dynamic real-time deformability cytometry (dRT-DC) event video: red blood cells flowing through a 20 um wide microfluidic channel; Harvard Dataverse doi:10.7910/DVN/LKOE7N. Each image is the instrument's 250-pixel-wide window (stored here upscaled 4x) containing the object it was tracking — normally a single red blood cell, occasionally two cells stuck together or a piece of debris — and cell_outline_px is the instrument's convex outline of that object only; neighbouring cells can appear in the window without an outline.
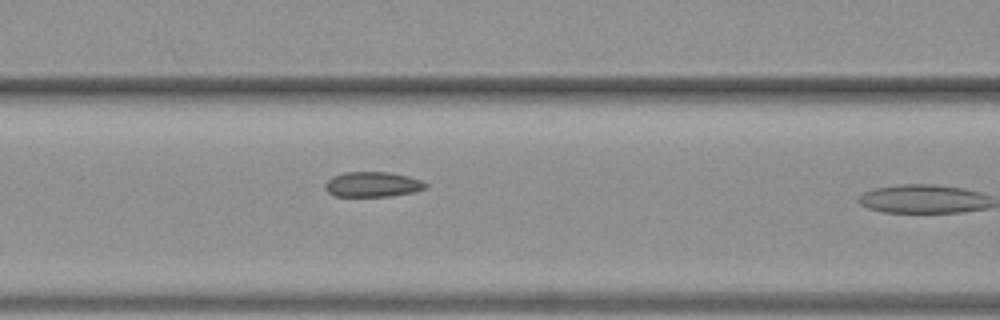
{"species": "common noctule bat (a hibernating species)", "species_latin": "Nyctalus noctula", "temperature_condition": "warm", "stored_images_in_passage": 11, "camera_frame_rate_fps": 3000, "um_per_image_px": 0.085, "animal": {"sex": "female", "body_mass_g": 19.3, "forearm_length_mm": 54.1}, "frame": {"image": 1, "passage_image": 10, "time_ms": 3.0, "image_size_px": [1000, 320], "cell_outline_px": [[428, 188], [412, 192], [392, 196], [332, 196], [324, 188], [324, 184], [332, 176], [344, 172], [392, 172], [408, 176], [420, 180], [428, 184]], "centroid_in_image_um": [31.66, 15.67], "position_along_channel_um": 134.9, "area_um2": 14.85}}